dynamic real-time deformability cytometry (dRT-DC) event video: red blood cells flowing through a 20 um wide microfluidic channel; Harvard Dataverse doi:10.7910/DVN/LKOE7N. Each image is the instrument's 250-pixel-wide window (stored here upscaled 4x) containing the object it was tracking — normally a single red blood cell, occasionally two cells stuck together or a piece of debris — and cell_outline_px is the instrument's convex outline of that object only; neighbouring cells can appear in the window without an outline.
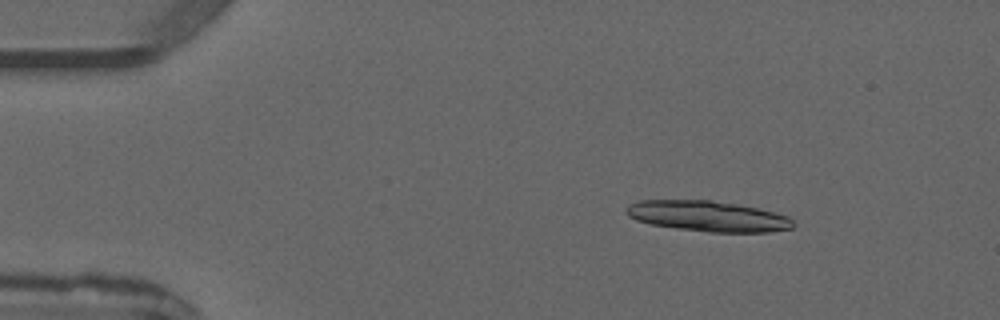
{"species": "common noctule bat (a hibernating species)", "species_latin": "Nyctalus noctula", "temperature_condition": "warm", "stored_images_in_passage": 5, "camera_frame_rate_fps": 3000, "um_per_image_px": 0.085, "animal": {"sex": "male", "forearm_length_mm": 52.5}, "frame": {"image": 1, "passage_image": 2, "time_ms": 1.333, "image_size_px": [1000, 320], "cell_outline_px": [[792, 228], [768, 232], [708, 232], [676, 228], [648, 224], [636, 220], [628, 216], [624, 212], [624, 208], [628, 204], [640, 200], [712, 200], [736, 204], [756, 208], [788, 216], [792, 220]], "centroid_in_image_um": [60.08, 18.37], "position_along_channel_um": 24.9, "area_um2": 29.77}}